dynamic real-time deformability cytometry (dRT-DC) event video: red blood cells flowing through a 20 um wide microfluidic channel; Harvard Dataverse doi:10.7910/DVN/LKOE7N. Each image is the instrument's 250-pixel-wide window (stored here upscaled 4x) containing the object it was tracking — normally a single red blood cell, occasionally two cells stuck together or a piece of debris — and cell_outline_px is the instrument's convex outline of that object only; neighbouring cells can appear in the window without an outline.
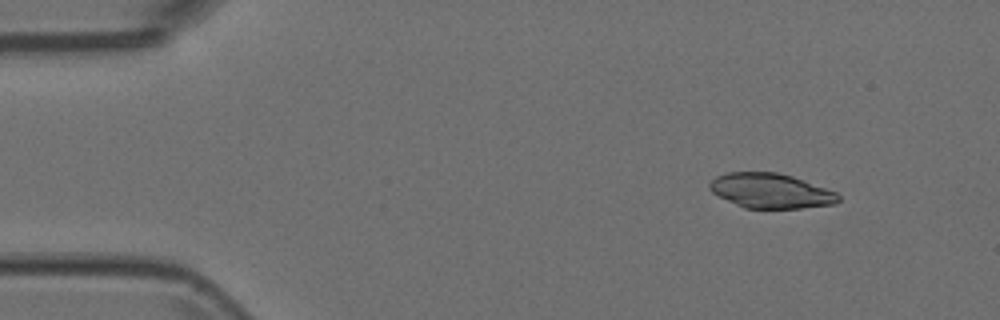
{"species": "Egyptian fruit bat (a non-hibernating species)", "species_latin": "Rousettus aegyptiacus", "temperature_condition": "room temperature", "stored_images_in_passage": 4, "camera_frame_rate_fps": 3000, "um_per_image_px": 0.085, "animal": {"sex": "female"}, "frame": {"image": 1, "passage_image": 2, "time_ms": 0.333, "image_size_px": [1000, 320], "cell_outline_px": [[840, 200], [836, 204], [800, 208], [744, 208], [712, 192], [708, 188], [708, 184], [716, 176], [728, 172], [776, 172], [792, 176], [804, 180], [836, 192], [840, 196]], "centroid_in_image_um": [65.52, 16.22], "position_along_channel_um": 19.5, "area_um2": 26.01}}